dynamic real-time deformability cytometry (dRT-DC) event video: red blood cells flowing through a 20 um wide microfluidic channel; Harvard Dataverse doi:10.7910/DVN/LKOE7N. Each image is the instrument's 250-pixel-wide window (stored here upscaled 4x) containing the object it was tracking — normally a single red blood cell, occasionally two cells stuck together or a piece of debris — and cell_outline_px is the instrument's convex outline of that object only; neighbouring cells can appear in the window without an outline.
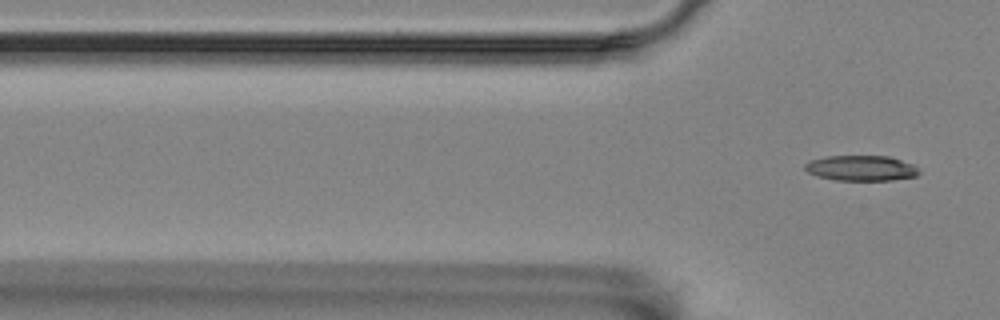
{"species": "Egyptian fruit bat (a non-hibernating species)", "species_latin": "Rousettus aegyptiacus", "temperature_condition": "room temperature", "stored_images_in_passage": 5, "camera_frame_rate_fps": 3000, "um_per_image_px": 0.085, "animal": {"sex": "female"}, "frame": {"image": 1, "passage_image": 5, "time_ms": 1.333, "image_size_px": [1000, 320], "cell_outline_px": [[920, 172], [916, 176], [892, 180], [836, 180], [816, 176], [808, 172], [804, 168], [804, 164], [812, 160], [828, 156], [888, 156], [912, 164], [920, 168]], "centroid_in_image_um": [73.21, 14.29], "position_along_channel_um": 52.6, "area_um2": 16.82}}